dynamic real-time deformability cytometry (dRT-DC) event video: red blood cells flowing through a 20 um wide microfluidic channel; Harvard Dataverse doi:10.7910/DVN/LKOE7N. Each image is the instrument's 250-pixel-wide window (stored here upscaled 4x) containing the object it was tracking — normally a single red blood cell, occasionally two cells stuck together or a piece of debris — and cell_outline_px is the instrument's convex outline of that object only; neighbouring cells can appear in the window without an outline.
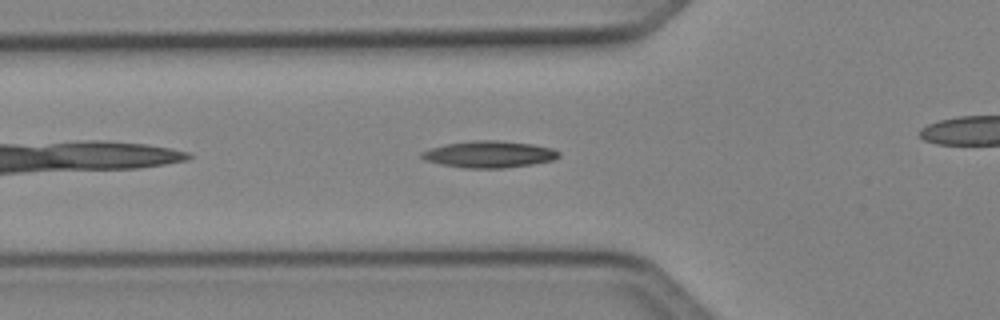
{"species": "Egyptian fruit bat (a non-hibernating species)", "species_latin": "Rousettus aegyptiacus", "temperature_condition": "cold", "stored_images_in_passage": 29, "camera_frame_rate_fps": 3000, "um_per_image_px": 0.085, "animal": {"sex": "female"}, "frame": {"image": 1, "passage_image": 4, "time_ms": 1.0, "image_size_px": [1000, 320], "cell_outline_px": [[560, 156], [552, 160], [532, 164], [504, 168], [464, 168], [440, 164], [424, 160], [420, 156], [420, 152], [432, 148], [448, 144], [476, 140], [492, 140], [532, 144], [552, 148], [560, 152]], "centroid_in_image_um": [41.57, 13.12], "position_along_channel_um": 84.2, "area_um2": 21.15}}
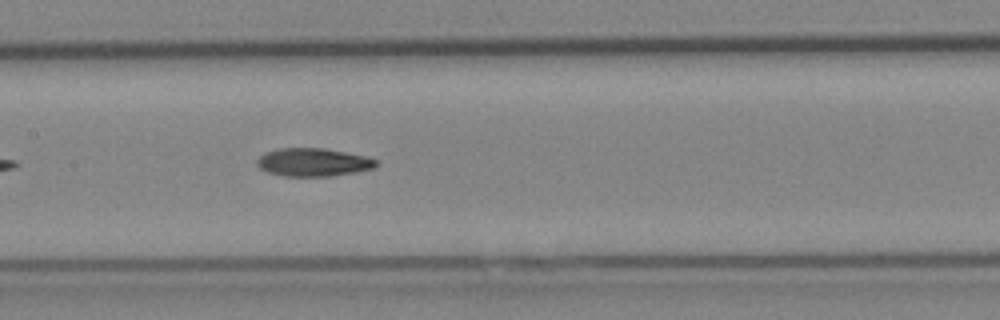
{"frame": {"image": 2, "passage_image": 11, "time_ms": 3.333, "image_size_px": [1000, 320], "cell_outline_px": [[376, 164], [372, 168], [356, 172], [328, 176], [284, 176], [268, 172], [260, 168], [256, 164], [256, 160], [264, 152], [280, 148], [324, 148], [364, 156], [376, 160]], "centroid_in_image_um": [26.56, 13.79], "position_along_channel_um": 180.8, "area_um2": 19.31}}
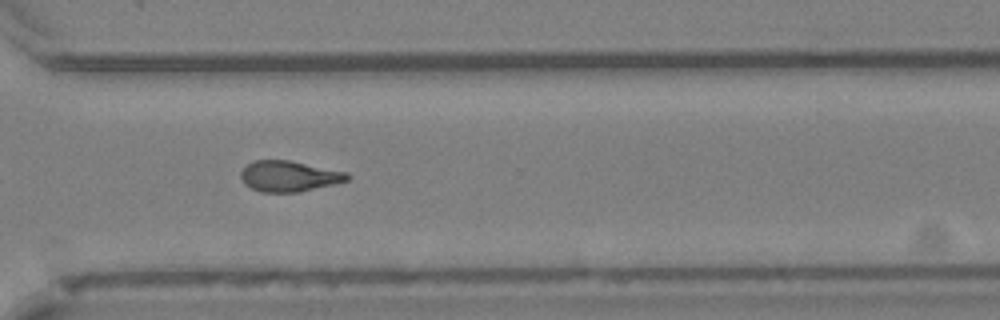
{"frame": {"image": 3, "passage_image": 23, "time_ms": 7.333, "image_size_px": [1000, 320], "cell_outline_px": [[352, 176], [348, 180], [300, 192], [260, 192], [244, 184], [240, 176], [240, 172], [248, 164], [256, 160], [288, 160], [348, 172]], "centroid_in_image_um": [24.57, 14.98], "position_along_channel_um": 346.0, "area_um2": 19.02}}